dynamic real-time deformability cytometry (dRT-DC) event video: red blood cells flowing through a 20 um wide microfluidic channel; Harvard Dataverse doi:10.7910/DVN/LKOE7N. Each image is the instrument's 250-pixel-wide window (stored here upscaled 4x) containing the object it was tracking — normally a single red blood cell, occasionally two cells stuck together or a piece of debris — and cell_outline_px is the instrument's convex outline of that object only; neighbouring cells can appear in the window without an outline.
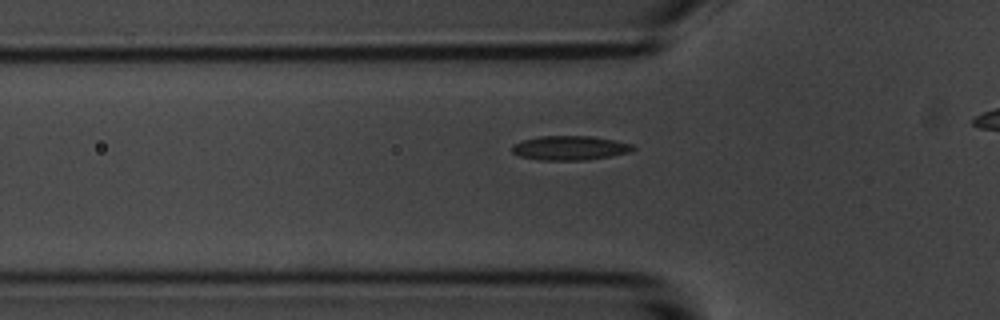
{"species": "common noctule bat (a hibernating species)", "species_latin": "Nyctalus noctula", "temperature_condition": "room temperature", "stored_images_in_passage": 41, "camera_frame_rate_fps": 3000, "um_per_image_px": 0.085, "animal": {"sex": "male", "body_mass_g": 20.1, "forearm_length_mm": 53.5}, "frame": {"image": 1, "passage_image": 13, "time_ms": 4.0, "image_size_px": [1000, 320], "cell_outline_px": [[636, 148], [628, 152], [612, 156], [588, 160], [540, 160], [520, 156], [512, 152], [512, 144], [524, 140], [540, 136], [592, 136], [616, 140], [632, 144]], "centroid_in_image_um": [48.46, 12.57], "position_along_channel_um": 77.3, "area_um2": 17.17}}
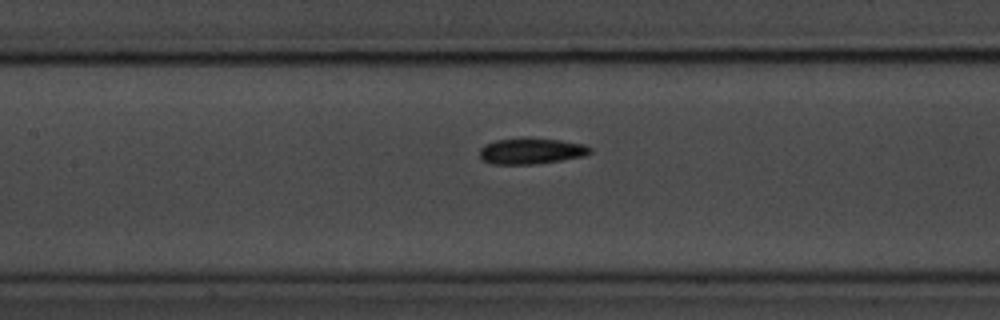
{"frame": {"image": 2, "passage_image": 20, "time_ms": 6.333, "image_size_px": [1000, 320], "cell_outline_px": [[592, 152], [584, 156], [560, 160], [532, 164], [492, 164], [484, 160], [480, 156], [480, 148], [484, 144], [496, 140], [528, 136], [560, 140], [584, 144], [592, 148]], "centroid_in_image_um": [45.15, 12.81], "position_along_channel_um": 162.2, "area_um2": 16.99}}
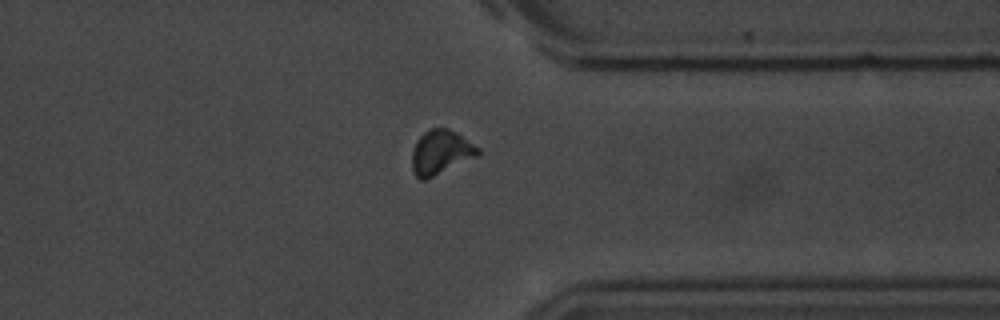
{"frame": {"image": 3, "passage_image": 38, "time_ms": 12.333, "image_size_px": [1000, 320], "cell_outline_px": [[480, 152], [476, 156], [424, 180], [420, 180], [412, 172], [412, 152], [416, 140], [428, 128], [448, 128], [456, 132], [480, 148]], "centroid_in_image_um": [37.43, 12.92], "position_along_channel_um": 374.0, "area_um2": 16.82}}